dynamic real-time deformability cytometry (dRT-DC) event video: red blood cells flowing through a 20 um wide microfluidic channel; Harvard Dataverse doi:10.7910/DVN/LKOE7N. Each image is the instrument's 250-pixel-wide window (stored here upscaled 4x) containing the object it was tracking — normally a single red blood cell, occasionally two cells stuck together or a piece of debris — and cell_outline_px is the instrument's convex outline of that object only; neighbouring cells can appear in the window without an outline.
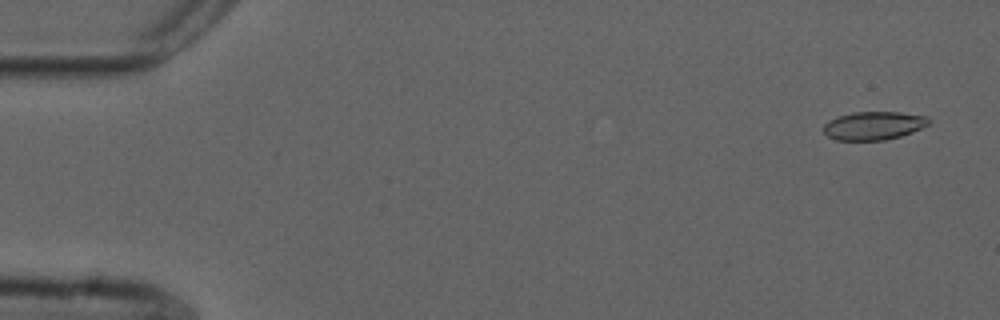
{"species": "common noctule bat (a hibernating species)", "species_latin": "Nyctalus noctula", "temperature_condition": "cold", "stored_images_in_passage": 55, "camera_frame_rate_fps": 3000, "um_per_image_px": 0.085, "animal": {"sex": "male", "forearm_length_mm": 52.5}, "frame": {"image": 1, "passage_image": 3, "time_ms": 0.667, "image_size_px": [1000, 320], "cell_outline_px": [[932, 120], [928, 124], [912, 132], [900, 136], [884, 140], [836, 140], [828, 136], [824, 132], [824, 124], [828, 120], [836, 116], [852, 112], [900, 112], [928, 116]], "centroid_in_image_um": [74.26, 10.67], "position_along_channel_um": 10.7, "area_um2": 17.46}}
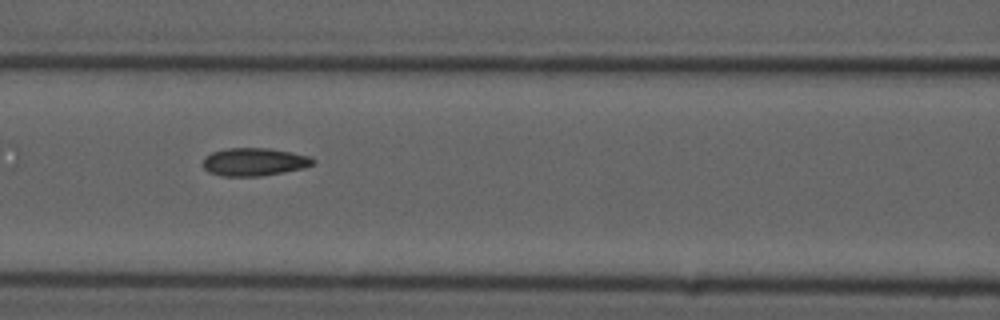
{"frame": {"image": 2, "passage_image": 24, "time_ms": 7.667, "image_size_px": [1000, 320], "cell_outline_px": [[316, 164], [304, 168], [284, 172], [260, 176], [220, 176], [208, 172], [204, 168], [204, 156], [212, 152], [228, 148], [268, 148], [292, 152], [308, 156], [316, 160]], "centroid_in_image_um": [21.62, 13.76], "position_along_channel_um": 145.0, "area_um2": 18.03}}
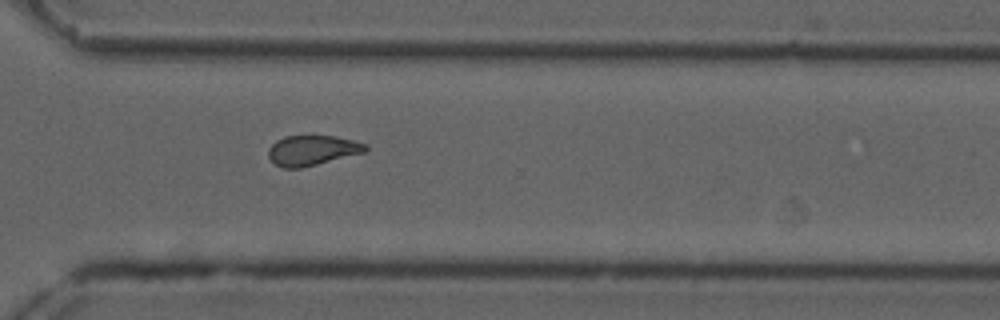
{"frame": {"image": 3, "passage_image": 40, "time_ms": 13.0, "image_size_px": [1000, 320], "cell_outline_px": [[368, 152], [300, 168], [284, 168], [276, 164], [268, 156], [268, 148], [276, 140], [284, 136], [336, 136], [368, 144]], "centroid_in_image_um": [26.58, 12.77], "position_along_channel_um": 344.0, "area_um2": 17.11}, "authors_computed_cell_mechanics": {"area_um2": 17.6868, "velocity_mm_per_s": 3.7488, "shape_relaxation_time_tau1_ms": null, "shape_relaxation_time_tau2_ms": 3.2051, "deformation_change_tau1": null, "deformation_change_tau2": 0.0713}}